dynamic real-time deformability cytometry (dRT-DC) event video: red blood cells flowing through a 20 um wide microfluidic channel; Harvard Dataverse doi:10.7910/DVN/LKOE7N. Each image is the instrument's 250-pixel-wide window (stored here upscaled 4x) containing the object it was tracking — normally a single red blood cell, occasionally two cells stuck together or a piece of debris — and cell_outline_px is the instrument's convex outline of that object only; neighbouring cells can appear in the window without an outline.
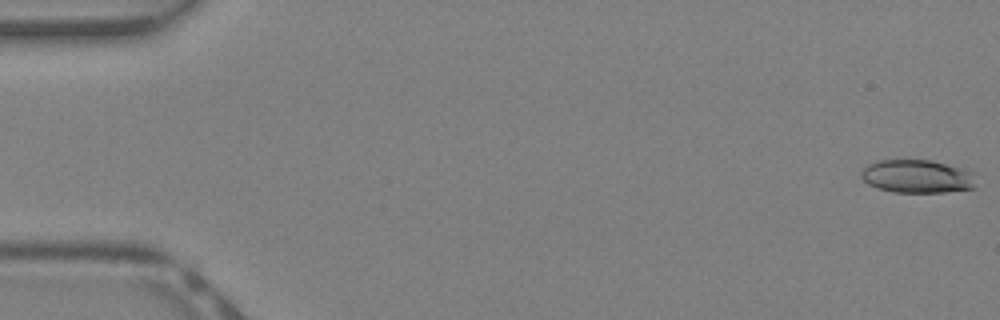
{"species": "Egyptian fruit bat (a non-hibernating species)", "species_latin": "Rousettus aegyptiacus", "temperature_condition": "warm", "stored_images_in_passage": 10, "camera_frame_rate_fps": 3000, "um_per_image_px": 0.085, "animal": {"sex": "female"}, "frame": {"image": 1, "passage_image": 1, "time_ms": 0.0, "image_size_px": [1000, 320], "cell_outline_px": [[972, 188], [944, 192], [892, 192], [876, 188], [868, 184], [860, 176], [860, 172], [868, 164], [876, 160], [928, 160], [964, 168], [972, 172]], "centroid_in_image_um": [77.87, 14.99], "position_along_channel_um": 7.1, "area_um2": 22.02}}